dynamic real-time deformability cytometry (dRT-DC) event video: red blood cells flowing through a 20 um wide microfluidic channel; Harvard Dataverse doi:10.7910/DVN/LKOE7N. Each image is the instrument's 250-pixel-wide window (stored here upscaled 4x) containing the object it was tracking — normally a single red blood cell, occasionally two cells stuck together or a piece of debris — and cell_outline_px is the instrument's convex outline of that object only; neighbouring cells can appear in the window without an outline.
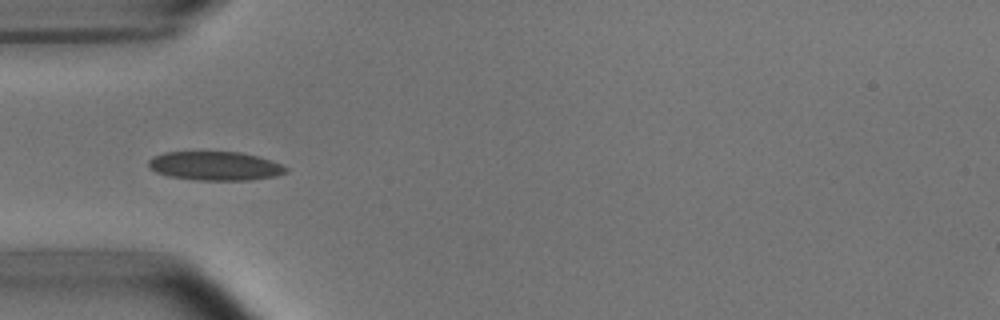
{"species": "common noctule bat (a hibernating species)", "species_latin": "Nyctalus noctula", "temperature_condition": "room temperature", "stored_images_in_passage": 6, "camera_frame_rate_fps": 3000, "um_per_image_px": 0.085, "animal": {"sex": "male", "body_mass_g": 15.6}, "frame": {"image": 1, "passage_image": 4, "time_ms": 4.333, "image_size_px": [1000, 320], "cell_outline_px": [[288, 172], [276, 176], [252, 180], [196, 180], [168, 176], [156, 172], [148, 168], [148, 160], [152, 156], [164, 152], [240, 152], [256, 156], [280, 164], [288, 168]], "centroid_in_image_um": [18.25, 14.11], "position_along_channel_um": 66.8, "area_um2": 23.18}}
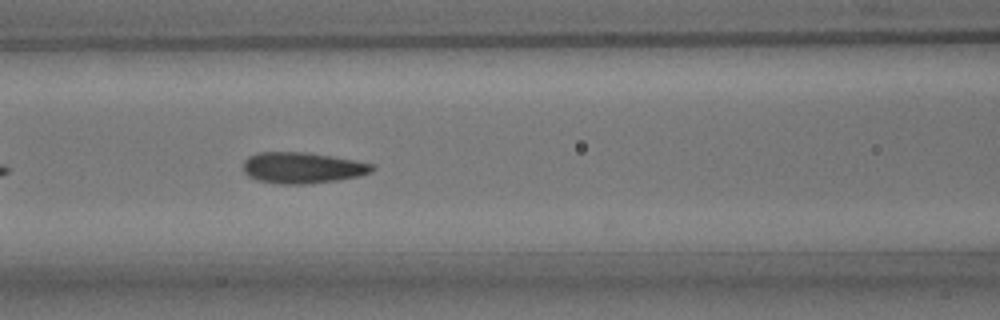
{"frame": {"image": 2, "passage_image": 6, "time_ms": 6.333, "image_size_px": [1000, 320], "cell_outline_px": [[376, 168], [372, 172], [360, 176], [336, 180], [308, 184], [280, 184], [256, 180], [248, 176], [244, 172], [244, 160], [248, 156], [260, 152], [308, 152], [356, 160], [376, 164]], "centroid_in_image_um": [25.74, 14.26], "position_along_channel_um": 140.9, "area_um2": 23.64}}